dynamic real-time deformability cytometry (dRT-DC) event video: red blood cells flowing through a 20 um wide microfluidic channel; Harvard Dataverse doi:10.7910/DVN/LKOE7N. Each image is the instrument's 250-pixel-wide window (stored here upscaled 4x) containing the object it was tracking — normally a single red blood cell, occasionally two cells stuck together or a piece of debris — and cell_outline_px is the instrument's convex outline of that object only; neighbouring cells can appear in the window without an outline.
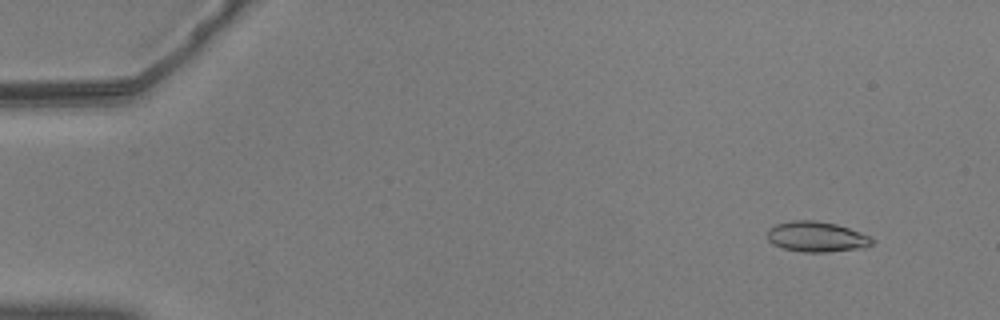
{"species": "common noctule bat (a hibernating species)", "species_latin": "Nyctalus noctula", "temperature_condition": "warm", "stored_images_in_passage": 57, "camera_frame_rate_fps": 3000, "um_per_image_px": 0.085, "animal": {"sex": "male", "body_mass_g": 20.5, "forearm_length_mm": 52.5}, "frame": {"image": 1, "passage_image": 5, "time_ms": 1.333, "image_size_px": [1000, 320], "cell_outline_px": [[876, 240], [872, 244], [864, 248], [828, 252], [804, 252], [784, 248], [772, 244], [768, 240], [768, 228], [776, 224], [792, 220], [816, 220], [836, 224], [872, 236]], "centroid_in_image_um": [69.44, 20.12], "position_along_channel_um": 15.6, "area_um2": 18.73}}
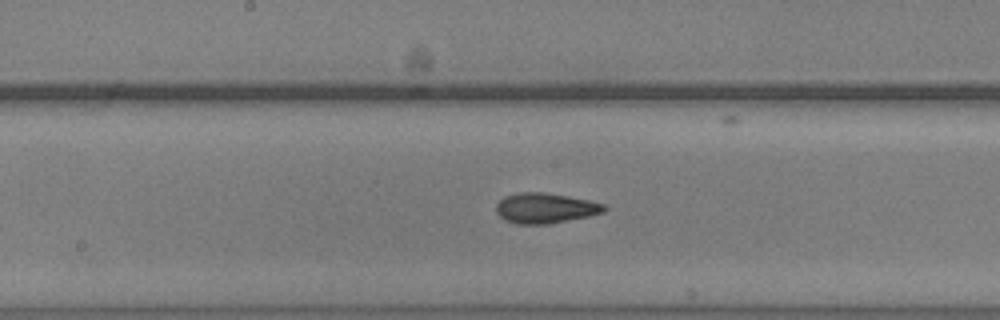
{"frame": {"image": 2, "passage_image": 30, "time_ms": 9.667, "image_size_px": [1000, 320], "cell_outline_px": [[608, 208], [604, 212], [592, 216], [548, 224], [516, 224], [500, 216], [496, 212], [496, 204], [504, 196], [520, 192], [544, 192], [568, 196], [608, 204]], "centroid_in_image_um": [46.41, 17.69], "position_along_channel_um": 201.8, "area_um2": 19.25}}
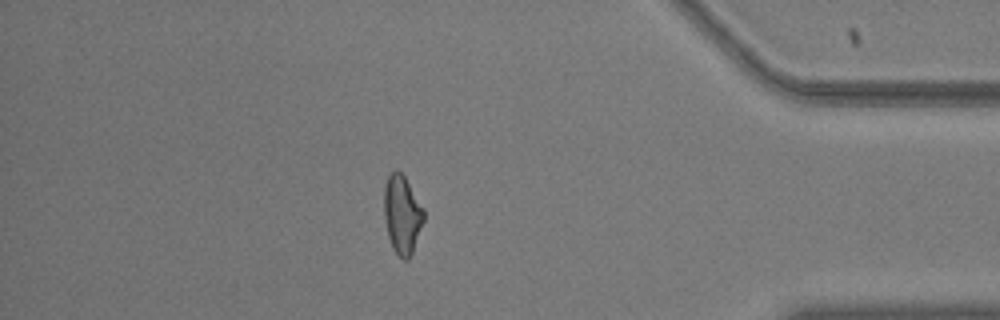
{"frame": {"image": 3, "passage_image": 49, "time_ms": 16.0, "image_size_px": [1000, 320], "cell_outline_px": [[424, 220], [412, 252], [408, 260], [404, 260], [392, 248], [388, 236], [384, 216], [384, 188], [388, 176], [396, 168], [404, 176], [424, 208]], "centroid_in_image_um": [34.18, 18.22], "position_along_channel_um": 401.0, "area_um2": 18.03}, "authors_computed_cell_mechanics": {"area_um2": 18.2648, "velocity_mm_per_s": 3.6683, "shape_relaxation_time_tau1_ms": 4.1185, "shape_relaxation_time_tau2_ms": 3.0498, "deformation_change_tau1": 0.1524, "deformation_change_tau2": 0.1185}}